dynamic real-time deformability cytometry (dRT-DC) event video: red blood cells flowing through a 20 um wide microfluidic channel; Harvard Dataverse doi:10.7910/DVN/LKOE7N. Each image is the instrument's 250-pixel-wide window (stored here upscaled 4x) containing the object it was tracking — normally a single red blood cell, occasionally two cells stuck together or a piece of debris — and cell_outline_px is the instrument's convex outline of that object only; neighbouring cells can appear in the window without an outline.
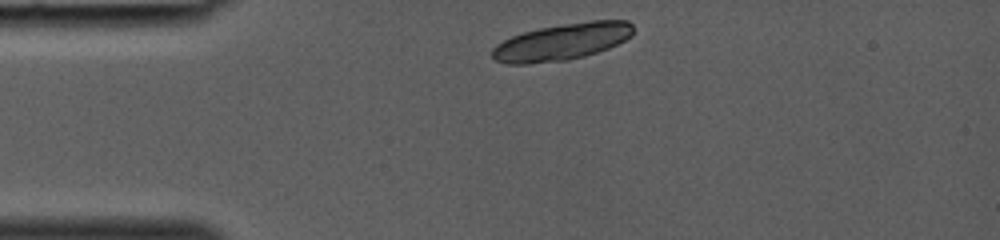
{"species": "common noctule bat (a hibernating species)", "species_latin": "Nyctalus noctula", "temperature_condition": "room temperature", "stored_images_in_passage": 16, "camera_frame_rate_fps": 3000, "um_per_image_px": 0.085, "animal": {"sex": "female", "body_mass_g": 19.0, "forearm_length_mm": 53.3}, "frame": {"image": 1, "passage_image": 1, "time_ms": 0.0, "image_size_px": [1000, 240], "cell_outline_px": [[632, 36], [608, 48], [584, 56], [568, 60], [528, 64], [508, 64], [496, 60], [492, 56], [492, 48], [496, 44], [512, 36], [524, 32], [540, 28], [588, 20], [628, 20], [632, 24]], "centroid_in_image_um": [47.76, 3.55], "position_along_channel_um": 37.2, "area_um2": 30.11}}